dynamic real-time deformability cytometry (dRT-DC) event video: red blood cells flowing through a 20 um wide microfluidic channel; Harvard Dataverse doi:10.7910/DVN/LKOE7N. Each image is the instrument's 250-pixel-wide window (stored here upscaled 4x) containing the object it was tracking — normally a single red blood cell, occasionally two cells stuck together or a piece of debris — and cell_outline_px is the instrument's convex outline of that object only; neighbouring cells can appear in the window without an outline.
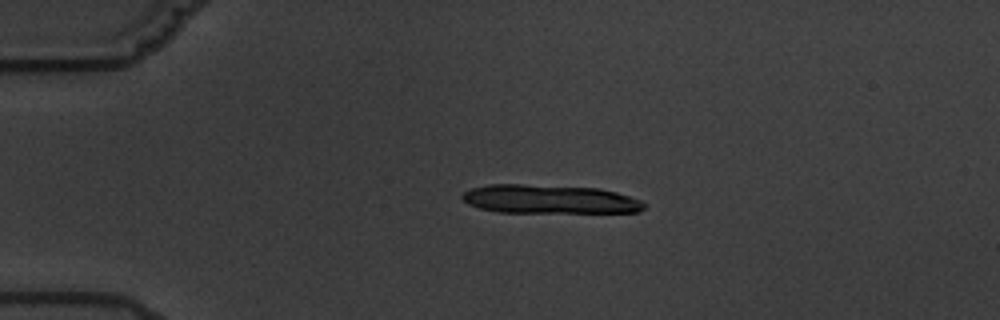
{"species": "common noctule bat (a hibernating species)", "species_latin": "Nyctalus noctula", "temperature_condition": "warm", "stored_images_in_passage": 6, "camera_frame_rate_fps": 3000, "um_per_image_px": 0.085, "animal": {"sex": "male", "body_mass_g": 19.5, "forearm_length_mm": 54.6}, "frame": {"image": 1, "passage_image": 3, "time_ms": 2.333, "image_size_px": [1000, 320], "cell_outline_px": [[644, 208], [640, 212], [496, 212], [480, 208], [468, 204], [460, 196], [464, 192], [472, 188], [488, 184], [524, 184], [600, 188], [616, 192], [640, 200], [644, 204]], "centroid_in_image_um": [46.68, 16.93], "position_along_channel_um": 38.3, "area_um2": 30.46}}